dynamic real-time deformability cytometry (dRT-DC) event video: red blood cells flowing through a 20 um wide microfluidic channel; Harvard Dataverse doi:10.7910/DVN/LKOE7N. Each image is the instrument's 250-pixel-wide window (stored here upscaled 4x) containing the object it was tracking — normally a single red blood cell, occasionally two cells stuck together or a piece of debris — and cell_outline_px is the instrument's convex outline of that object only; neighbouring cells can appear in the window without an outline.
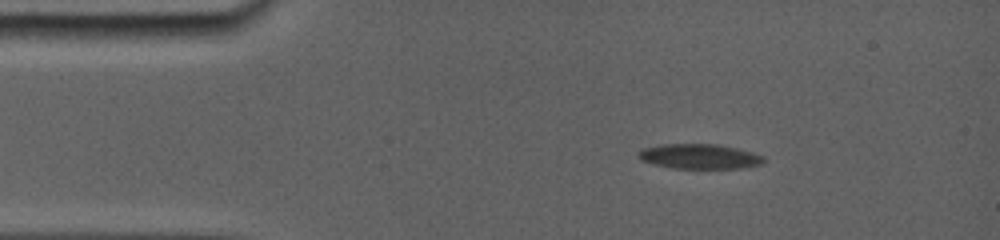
{"species": "common noctule bat (a hibernating species)", "species_latin": "Nyctalus noctula", "temperature_condition": "room temperature", "stored_images_in_passage": 31, "camera_frame_rate_fps": 5000, "um_per_image_px": 0.085, "animal": {"sex": "female", "body_mass_g": 19.0, "forearm_length_mm": 56.7}, "frame": {"image": 1, "passage_image": 1, "time_ms": 0.0, "image_size_px": [1000, 240], "cell_outline_px": [[764, 160], [756, 164], [736, 168], [676, 168], [656, 164], [644, 160], [640, 156], [640, 152], [648, 148], [680, 144], [700, 144], [728, 148], [760, 156]], "centroid_in_image_um": [59.4, 13.33], "position_along_channel_um": 25.6, "area_um2": 16.3}}
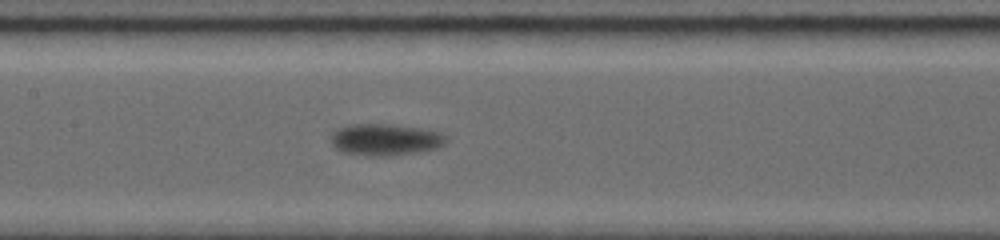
{"frame": {"image": 2, "passage_image": 14, "time_ms": 5.6, "image_size_px": [1000, 240], "cell_outline_px": [[440, 144], [432, 148], [408, 152], [368, 156], [344, 152], [332, 140], [332, 136], [340, 128], [356, 124], [376, 124], [412, 128], [432, 132], [440, 136]], "centroid_in_image_um": [32.58, 11.86], "position_along_channel_um": 174.8, "area_um2": 18.9}}
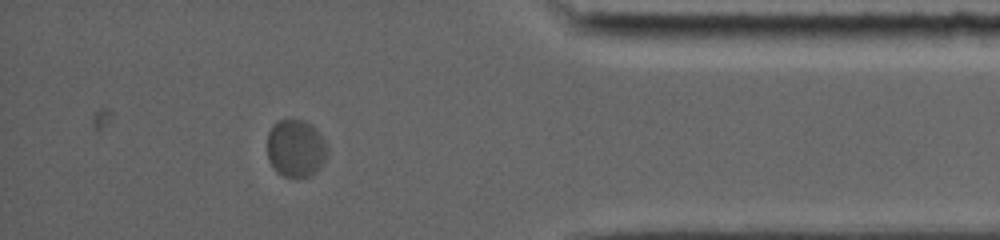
{"frame": {"image": 3, "passage_image": 27, "time_ms": 12.6, "image_size_px": [1000, 240], "cell_outline_px": [[328, 148], [324, 160], [316, 172], [312, 176], [284, 176], [276, 172], [268, 160], [268, 132], [272, 124], [276, 120], [304, 120], [312, 124], [320, 132]], "centroid_in_image_um": [25.13, 12.58], "position_along_channel_um": 410.1, "area_um2": 20.29}, "authors_computed_cell_mechanics": {"area_um2": 19.363, "velocity_mm_per_s": 3.6221, "shape_relaxation_time_tau1_ms": 4.5302, "shape_relaxation_time_tau2_ms": null, "deformation_change_tau1": 0.1449, "deformation_change_tau2": null}}